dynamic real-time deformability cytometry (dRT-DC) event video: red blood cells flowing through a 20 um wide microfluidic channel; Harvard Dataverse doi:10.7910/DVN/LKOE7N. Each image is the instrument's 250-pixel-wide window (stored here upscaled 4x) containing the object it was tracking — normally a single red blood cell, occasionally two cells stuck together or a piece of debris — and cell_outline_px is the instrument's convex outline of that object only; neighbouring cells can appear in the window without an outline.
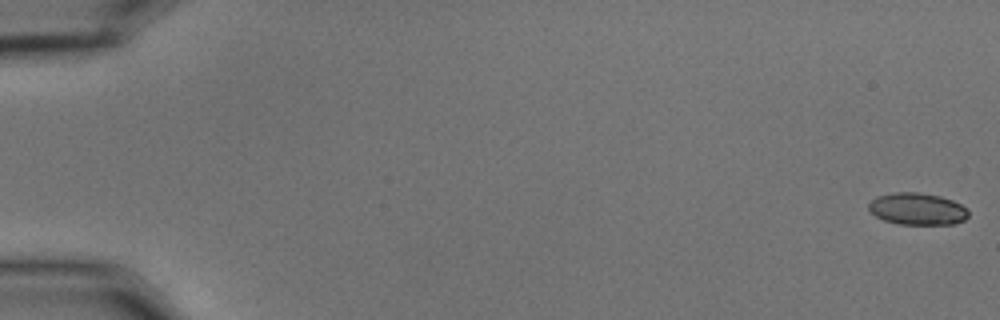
{"species": "common noctule bat (a hibernating species)", "species_latin": "Nyctalus noctula", "temperature_condition": "cold", "stored_images_in_passage": 57, "camera_frame_rate_fps": 3000, "um_per_image_px": 0.085, "animal": {"sex": "male", "body_mass_g": 15.6}, "frame": {"image": 1, "passage_image": 1, "time_ms": 0.0, "image_size_px": [1000, 320], "cell_outline_px": [[968, 216], [964, 220], [952, 224], [900, 224], [884, 220], [876, 216], [868, 208], [868, 204], [876, 196], [896, 192], [916, 192], [940, 196], [952, 200], [968, 208]], "centroid_in_image_um": [77.98, 17.75], "position_along_channel_um": 7.0, "area_um2": 18.5}}
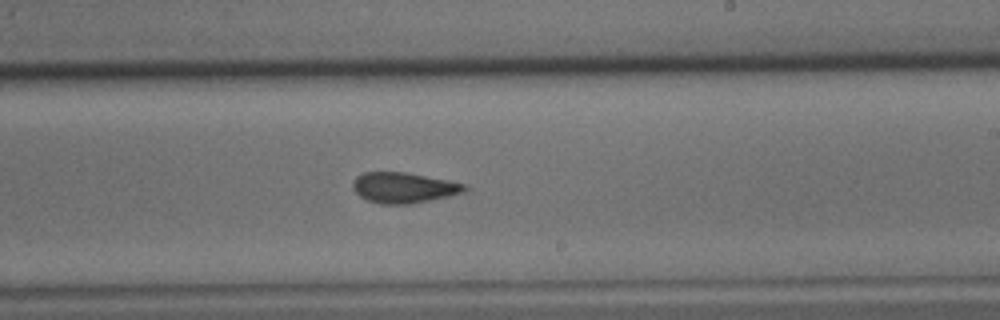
{"frame": {"image": 2, "passage_image": 35, "time_ms": 11.333, "image_size_px": [1000, 320], "cell_outline_px": [[472, 188], [468, 192], [432, 200], [412, 204], [380, 204], [368, 200], [360, 196], [352, 188], [352, 184], [356, 176], [364, 172], [404, 172], [448, 180], [464, 184]], "centroid_in_image_um": [34.37, 15.96], "position_along_channel_um": 254.6, "area_um2": 20.17}}
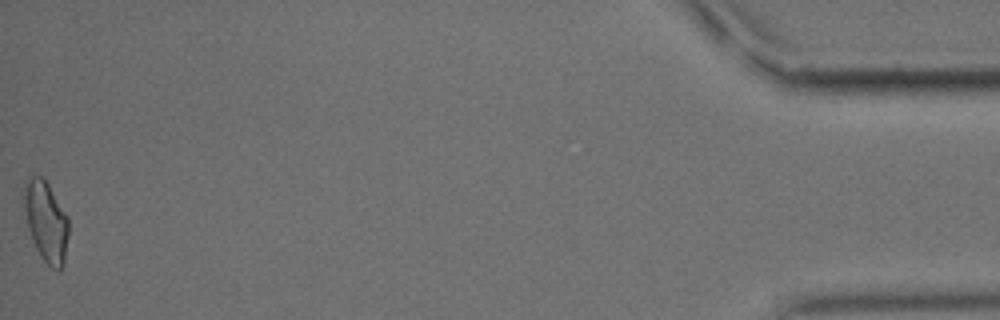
{"frame": {"image": 3, "passage_image": 57, "time_ms": 18.667, "image_size_px": [1000, 320], "cell_outline_px": [[68, 236], [64, 260], [60, 268], [56, 272], [40, 256], [32, 240], [20, 204], [20, 196], [24, 180], [28, 176], [40, 176], [48, 184], [68, 216]], "centroid_in_image_um": [3.83, 18.75], "position_along_channel_um": 431.4, "area_um2": 21.56}, "authors_computed_cell_mechanics": {"area_um2": 19.8254, "velocity_mm_per_s": 3.6183, "shape_relaxation_time_tau1_ms": 4.3721, "shape_relaxation_time_tau2_ms": 3.2742, "deformation_change_tau1": 0.111, "deformation_change_tau2": 0.1314}}